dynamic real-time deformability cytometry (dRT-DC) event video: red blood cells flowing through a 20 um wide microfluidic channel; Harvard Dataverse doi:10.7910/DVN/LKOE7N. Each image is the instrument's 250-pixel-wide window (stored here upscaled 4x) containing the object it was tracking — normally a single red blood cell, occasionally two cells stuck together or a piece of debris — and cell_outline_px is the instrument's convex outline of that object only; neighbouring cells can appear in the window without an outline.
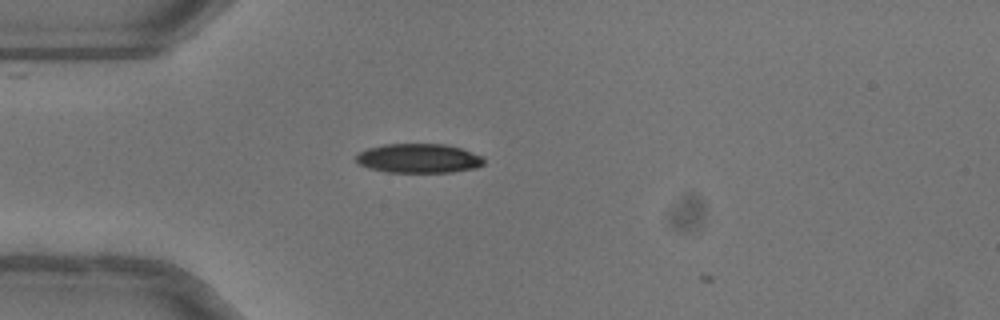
{"species": "common noctule bat (a hibernating species)", "species_latin": "Nyctalus noctula", "temperature_condition": "warm", "stored_images_in_passage": 33, "camera_frame_rate_fps": 3000, "um_per_image_px": 0.085, "animal": {"sex": "female"}, "frame": {"image": 1, "passage_image": 2, "time_ms": 0.333, "image_size_px": [1000, 320], "cell_outline_px": [[484, 164], [476, 168], [452, 172], [388, 172], [368, 168], [360, 164], [356, 160], [356, 156], [360, 152], [368, 148], [384, 144], [444, 144], [460, 148], [484, 156]], "centroid_in_image_um": [35.62, 13.46], "position_along_channel_um": 49.4, "area_um2": 21.79}}
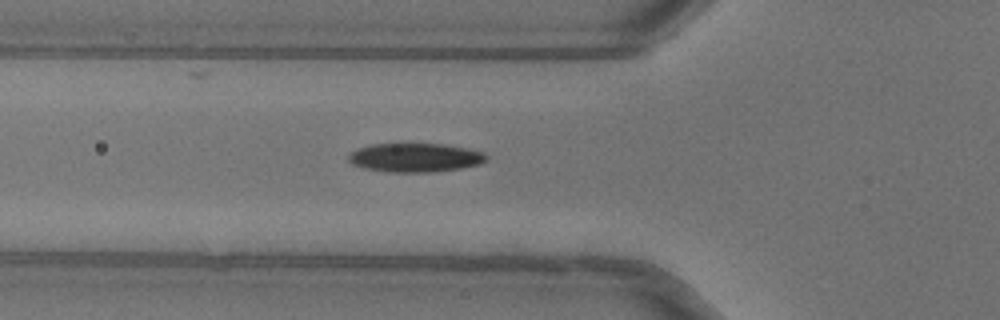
{"frame": {"image": 2, "passage_image": 6, "time_ms": 1.667, "image_size_px": [1000, 320], "cell_outline_px": [[488, 160], [480, 164], [460, 168], [432, 172], [388, 172], [364, 168], [352, 164], [348, 160], [348, 156], [356, 148], [372, 144], [444, 144], [484, 152], [488, 156]], "centroid_in_image_um": [35.28, 13.4], "position_along_channel_um": 90.5, "area_um2": 23.18}}